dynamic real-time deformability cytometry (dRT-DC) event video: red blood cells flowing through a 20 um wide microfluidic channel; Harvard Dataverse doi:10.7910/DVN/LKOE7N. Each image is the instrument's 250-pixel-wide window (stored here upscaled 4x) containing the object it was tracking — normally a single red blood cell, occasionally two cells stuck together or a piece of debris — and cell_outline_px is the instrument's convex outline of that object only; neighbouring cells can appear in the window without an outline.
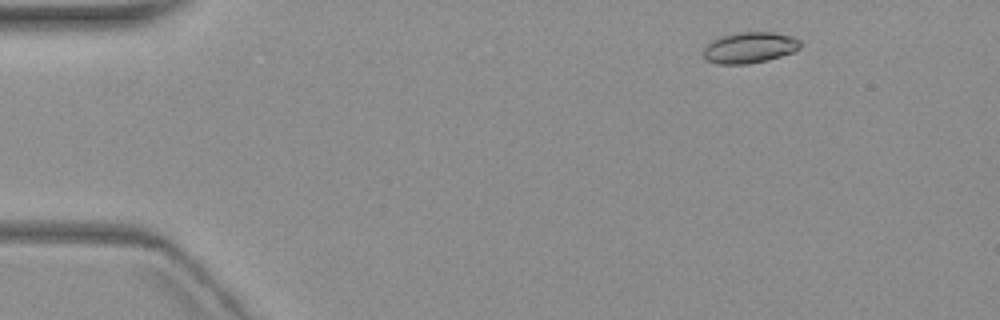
{"species": "common noctule bat (a hibernating species)", "species_latin": "Nyctalus noctula", "temperature_condition": "warm", "stored_images_in_passage": 4, "camera_frame_rate_fps": 3000, "um_per_image_px": 0.085, "animal": {"sex": "female", "body_mass_g": 19.3, "forearm_length_mm": 54.1}, "frame": {"image": 1, "passage_image": 2, "time_ms": 1.333, "image_size_px": [1000, 320], "cell_outline_px": [[804, 44], [800, 48], [792, 52], [768, 60], [748, 64], [720, 64], [708, 60], [704, 56], [704, 48], [712, 40], [720, 36], [740, 32], [772, 32], [792, 36], [800, 40]], "centroid_in_image_um": [63.76, 4.04], "position_along_channel_um": 21.2, "area_um2": 17.51}}